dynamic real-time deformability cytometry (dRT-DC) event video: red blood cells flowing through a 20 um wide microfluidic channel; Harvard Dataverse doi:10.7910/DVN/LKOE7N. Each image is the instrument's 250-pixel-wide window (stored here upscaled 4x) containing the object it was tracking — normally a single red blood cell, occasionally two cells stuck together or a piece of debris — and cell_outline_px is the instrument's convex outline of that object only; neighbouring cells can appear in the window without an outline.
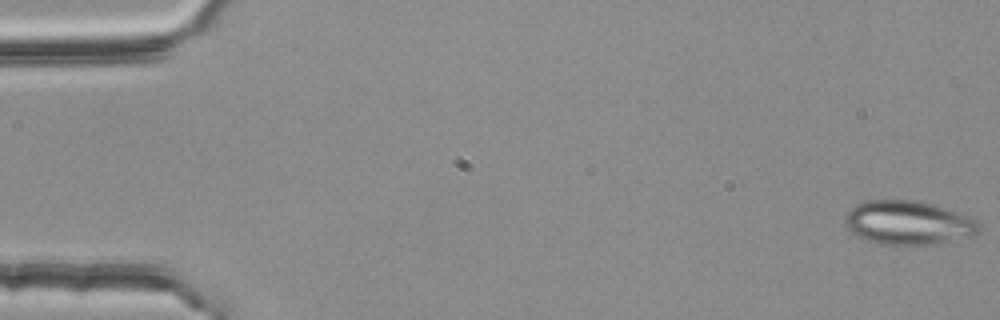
{"species": "common noctule bat (a hibernating species)", "species_latin": "Nyctalus noctula", "temperature_condition": "room temperature", "stored_images_in_passage": 55, "segment_of_instrument_passage": [1, 2], "camera_frame_rate_fps": 3000, "um_per_image_px": 0.085, "animal": {"sex": "female", "body_mass_g": 25.1}, "frame": {"image": 1, "passage_image": 1, "time_ms": 0.0, "image_size_px": [1000, 320], "cell_outline_px": [[980, 232], [976, 236], [936, 244], [880, 244], [864, 240], [856, 236], [844, 224], [844, 220], [848, 212], [860, 200], [920, 200], [936, 204], [976, 220], [980, 224]], "centroid_in_image_um": [77.21, 18.93], "position_along_channel_um": 7.8, "area_um2": 34.68}}